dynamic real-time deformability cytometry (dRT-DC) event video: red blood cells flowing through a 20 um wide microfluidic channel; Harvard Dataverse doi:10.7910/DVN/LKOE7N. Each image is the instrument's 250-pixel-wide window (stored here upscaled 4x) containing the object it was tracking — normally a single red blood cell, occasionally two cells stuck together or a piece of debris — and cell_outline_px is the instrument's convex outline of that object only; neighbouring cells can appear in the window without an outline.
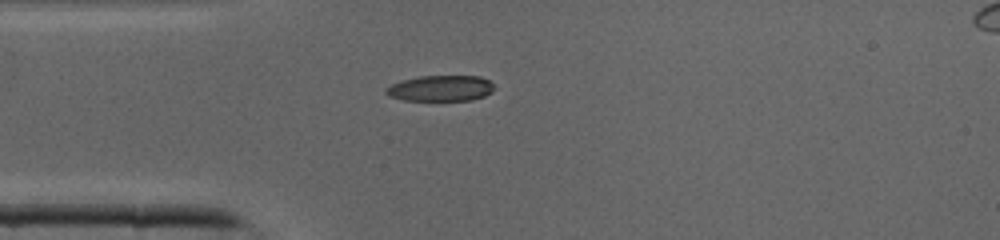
{"species": "common noctule bat (a hibernating species)", "species_latin": "Nyctalus noctula", "temperature_condition": "cold", "stored_images_in_passage": 42, "camera_frame_rate_fps": 3000, "um_per_image_px": 0.085, "animal": {"sex": "male", "body_mass_g": 19.0, "forearm_length_mm": 50.8}, "frame": {"image": 1, "passage_image": 11, "time_ms": 3.333, "image_size_px": [1000, 240], "cell_outline_px": [[492, 92], [484, 96], [472, 100], [404, 100], [388, 96], [384, 92], [384, 88], [392, 84], [404, 80], [420, 76], [480, 76], [488, 80], [492, 84]], "centroid_in_image_um": [37.42, 7.51], "position_along_channel_um": 47.6, "area_um2": 16.18}}
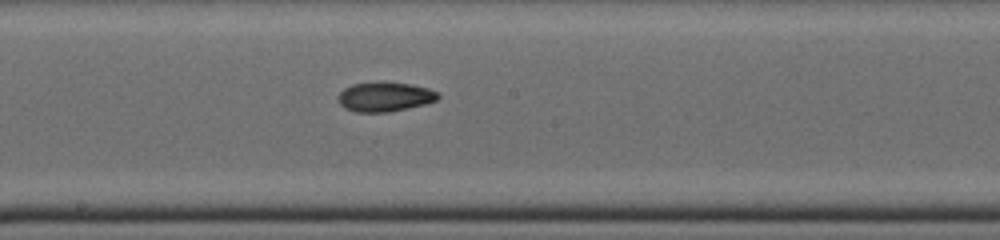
{"frame": {"image": 2, "passage_image": 22, "time_ms": 7.0, "image_size_px": [1000, 240], "cell_outline_px": [[440, 96], [436, 100], [428, 104], [388, 112], [356, 112], [344, 108], [340, 104], [340, 92], [344, 88], [352, 84], [384, 80], [412, 84], [428, 88], [440, 92]], "centroid_in_image_um": [32.76, 8.2], "position_along_channel_um": 215.4, "area_um2": 17.57}}
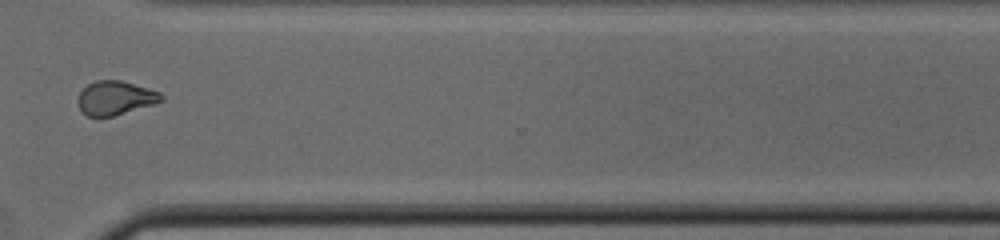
{"frame": {"image": 3, "passage_image": 31, "time_ms": 10.0, "image_size_px": [1000, 240], "cell_outline_px": [[164, 100], [152, 104], [112, 116], [88, 116], [80, 108], [76, 100], [80, 92], [88, 84], [96, 80], [120, 80], [160, 92], [164, 96]], "centroid_in_image_um": [9.79, 8.31], "position_along_channel_um": 360.8, "area_um2": 16.18}}